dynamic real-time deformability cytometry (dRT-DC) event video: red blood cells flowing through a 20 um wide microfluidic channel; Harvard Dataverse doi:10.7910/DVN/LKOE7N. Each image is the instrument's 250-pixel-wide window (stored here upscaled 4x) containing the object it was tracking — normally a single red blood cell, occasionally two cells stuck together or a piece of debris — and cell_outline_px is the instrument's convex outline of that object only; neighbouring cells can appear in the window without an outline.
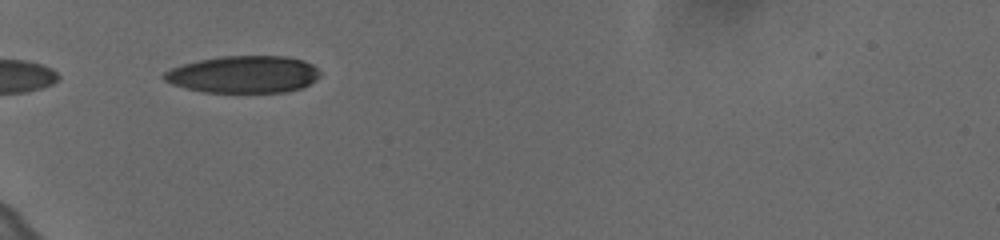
{"species": "human", "species_latin": "Homo sapiens", "temperature_condition": "cold", "stored_images_in_passage": 36, "camera_frame_rate_fps": 3000, "um_per_image_px": 0.085, "donor": {"sex": "female"}, "frame": {"image": 1, "passage_image": 1, "time_ms": 0.0, "image_size_px": [1000, 240], "cell_outline_px": [[320, 76], [316, 80], [304, 88], [284, 92], [204, 92], [184, 88], [172, 84], [164, 80], [164, 72], [172, 68], [184, 64], [200, 60], [220, 56], [284, 56], [304, 60], [312, 64], [320, 72]], "centroid_in_image_um": [20.74, 6.33], "position_along_channel_um": 64.3, "area_um2": 33.81}}
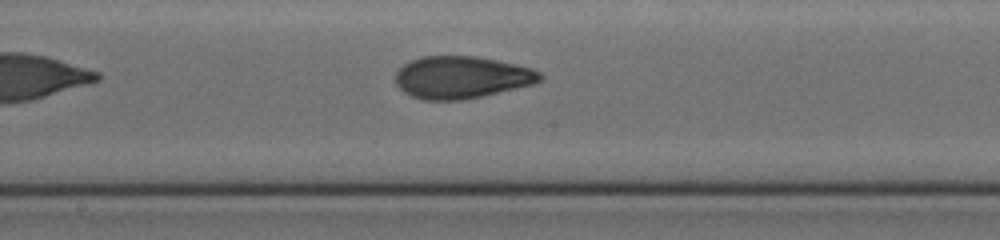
{"frame": {"image": 2, "passage_image": 14, "time_ms": 4.333, "image_size_px": [1000, 240], "cell_outline_px": [[544, 76], [540, 80], [532, 84], [464, 100], [424, 100], [412, 96], [404, 92], [396, 84], [396, 72], [404, 64], [412, 60], [424, 56], [476, 56], [496, 60], [532, 68], [540, 72]], "centroid_in_image_um": [39.22, 6.57], "position_along_channel_um": 209.0, "area_um2": 35.32}}
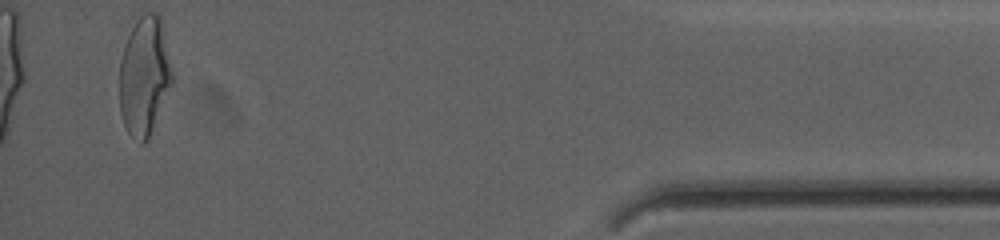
{"frame": {"image": 3, "passage_image": 36, "time_ms": 11.667, "image_size_px": [1000, 240], "cell_outline_px": [[172, 84], [148, 140], [144, 144], [140, 144], [128, 132], [124, 124], [120, 112], [120, 60], [132, 16], [144, 12], [156, 12], [160, 16], [172, 72]], "centroid_in_image_um": [12.24, 6.39], "position_along_channel_um": 423.0, "area_um2": 36.99}, "authors_computed_cell_mechanics": {"area_um2": 35.2002, "velocity_mm_per_s": 3.6435, "shape_relaxation_time_tau1_ms": 6.7188, "shape_relaxation_time_tau2_ms": 1.3904, "deformation_change_tau1": 0.2149, "deformation_change_tau2": 0.0689}}